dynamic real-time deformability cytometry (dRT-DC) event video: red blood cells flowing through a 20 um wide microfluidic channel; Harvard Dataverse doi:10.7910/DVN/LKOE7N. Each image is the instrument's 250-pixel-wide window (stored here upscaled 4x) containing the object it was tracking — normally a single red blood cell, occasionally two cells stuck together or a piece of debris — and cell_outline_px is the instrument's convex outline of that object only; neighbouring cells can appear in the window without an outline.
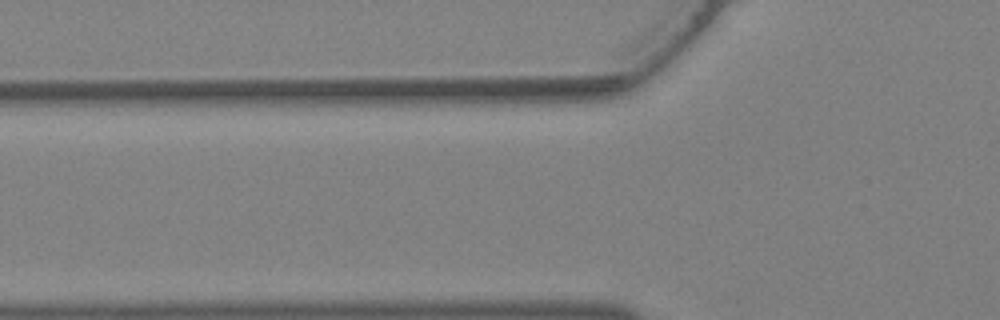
{"species": "Egyptian fruit bat (a non-hibernating species)", "species_latin": "Rousettus aegyptiacus", "temperature_condition": "warm", "stored_images_in_passage": 4, "camera_frame_rate_fps": 3000, "um_per_image_px": 0.085, "animal": {"sex": "female"}, "frame": {"image": 1, "passage_image": 3, "time_ms": 0.667, "image_size_px": [1000, 320], "cell_outline_px": [[872, 304], [852, 296], [784, 236], [696, 152], [684, 140], [680, 132], [688, 128], [700, 132], [712, 140], [728, 152], [764, 184], [868, 288]], "centroid_in_image_um": [65.9, 18.03], "position_along_channel_um": 59.9, "area_um2": 36.93}}